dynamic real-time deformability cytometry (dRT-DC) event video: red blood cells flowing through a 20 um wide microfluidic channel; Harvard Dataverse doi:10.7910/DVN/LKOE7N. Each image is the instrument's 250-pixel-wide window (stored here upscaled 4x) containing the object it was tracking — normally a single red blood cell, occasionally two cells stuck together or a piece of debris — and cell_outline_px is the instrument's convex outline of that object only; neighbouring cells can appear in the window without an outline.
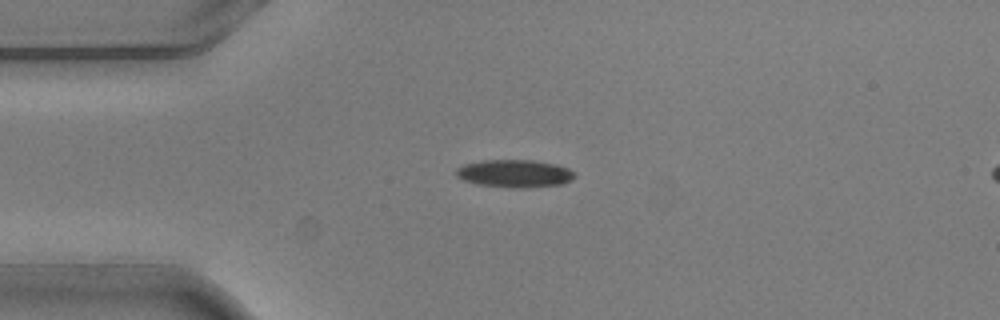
{"species": "common noctule bat (a hibernating species)", "species_latin": "Nyctalus noctula", "temperature_condition": "warm", "stored_images_in_passage": 4, "segment_of_instrument_passage": [1, 2], "camera_frame_rate_fps": 3000, "um_per_image_px": 0.085, "animal": {"sex": "male", "body_mass_g": 20.5, "forearm_length_mm": 52.5}, "frame": {"image": 1, "passage_image": 3, "time_ms": 0.667, "image_size_px": [1000, 320], "cell_outline_px": [[576, 176], [572, 180], [560, 184], [520, 188], [512, 188], [476, 184], [464, 180], [456, 176], [456, 168], [464, 164], [480, 160], [532, 160], [556, 164], [568, 168], [576, 172]], "centroid_in_image_um": [43.74, 14.74], "position_along_channel_um": 41.3, "area_um2": 19.25}}